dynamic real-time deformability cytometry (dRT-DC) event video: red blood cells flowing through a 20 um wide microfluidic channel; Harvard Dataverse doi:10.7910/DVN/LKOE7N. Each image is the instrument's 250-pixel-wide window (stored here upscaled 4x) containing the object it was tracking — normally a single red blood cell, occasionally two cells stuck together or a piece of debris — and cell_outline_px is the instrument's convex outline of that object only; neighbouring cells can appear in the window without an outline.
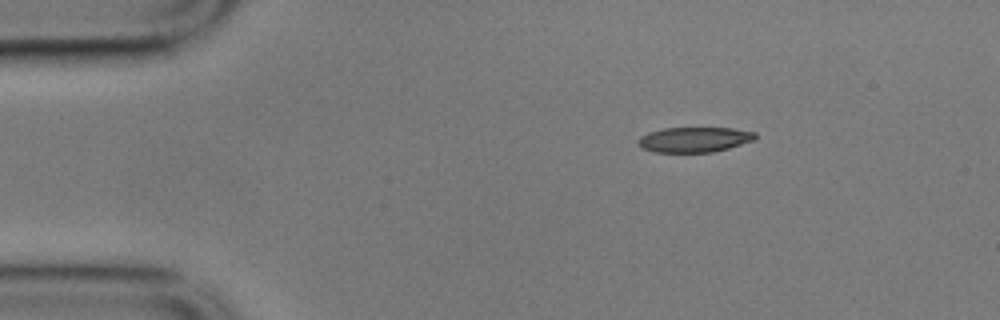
{"species": "common noctule bat (a hibernating species)", "species_latin": "Nyctalus noctula", "temperature_condition": "cold", "stored_images_in_passage": 49, "camera_frame_rate_fps": 3000, "um_per_image_px": 0.085, "animal": {"sex": "male", "body_mass_g": 17.9}, "frame": {"image": 1, "passage_image": 1, "time_ms": 0.0, "image_size_px": [1000, 320], "cell_outline_px": [[756, 140], [728, 148], [712, 152], [656, 152], [640, 148], [636, 144], [636, 140], [640, 136], [648, 132], [664, 128], [732, 128], [756, 132]], "centroid_in_image_um": [58.98, 11.86], "position_along_channel_um": 26.0, "area_um2": 17.34}}
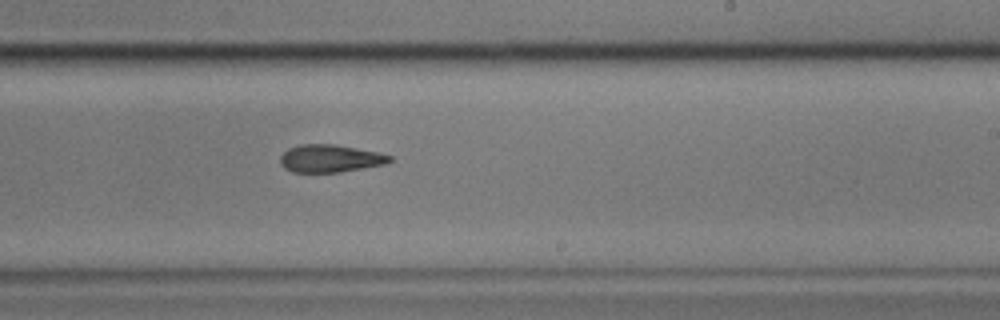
{"frame": {"image": 2, "passage_image": 26, "time_ms": 8.333, "image_size_px": [1000, 320], "cell_outline_px": [[392, 160], [388, 164], [340, 172], [292, 172], [284, 168], [280, 164], [280, 156], [288, 148], [300, 144], [336, 144], [380, 152], [392, 156]], "centroid_in_image_um": [28.09, 13.46], "position_along_channel_um": 260.9, "area_um2": 17.92}}
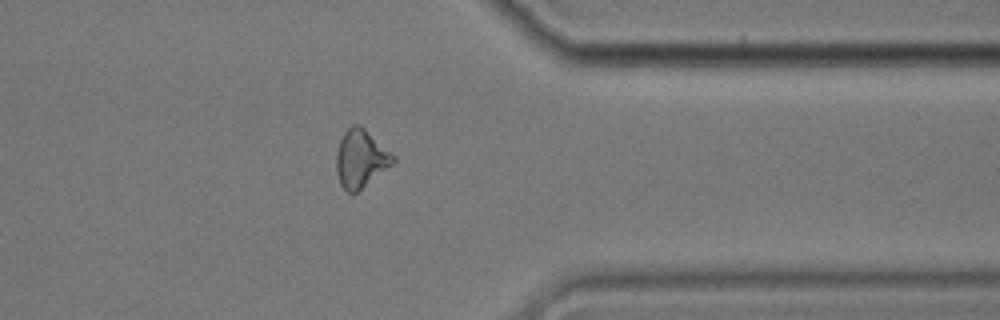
{"frame": {"image": 3, "passage_image": 37, "time_ms": 12.0, "image_size_px": [1000, 320], "cell_outline_px": [[396, 164], [356, 192], [348, 192], [340, 184], [336, 172], [336, 152], [340, 140], [344, 132], [352, 124], [356, 124], [364, 128], [396, 156]], "centroid_in_image_um": [30.69, 13.49], "position_along_channel_um": 380.7, "area_um2": 19.31}}